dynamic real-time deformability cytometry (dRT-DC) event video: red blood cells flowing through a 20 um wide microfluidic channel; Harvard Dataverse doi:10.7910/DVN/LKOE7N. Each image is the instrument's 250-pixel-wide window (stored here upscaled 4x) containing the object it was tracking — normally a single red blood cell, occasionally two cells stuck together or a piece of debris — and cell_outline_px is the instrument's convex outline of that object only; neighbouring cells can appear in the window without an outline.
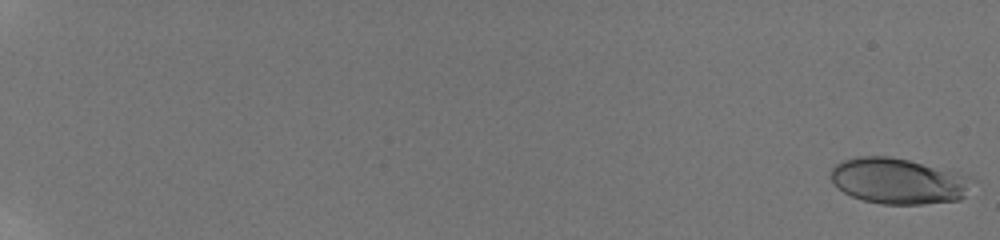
{"species": "human", "species_latin": "Homo sapiens", "temperature_condition": "room temperature", "stored_images_in_passage": 66, "camera_frame_rate_fps": 3000, "um_per_image_px": 0.085, "donor": {"sex": "male"}, "frame": {"image": 1, "passage_image": 1, "time_ms": 0.0, "image_size_px": [1000, 240], "cell_outline_px": [[976, 180], [964, 196], [960, 200], [920, 204], [880, 204], [864, 200], [852, 196], [844, 192], [832, 180], [832, 168], [836, 164], [844, 160], [860, 156], [888, 156], [908, 160], [972, 176]], "centroid_in_image_um": [76.42, 15.39], "position_along_channel_um": 8.6, "area_um2": 37.57}}
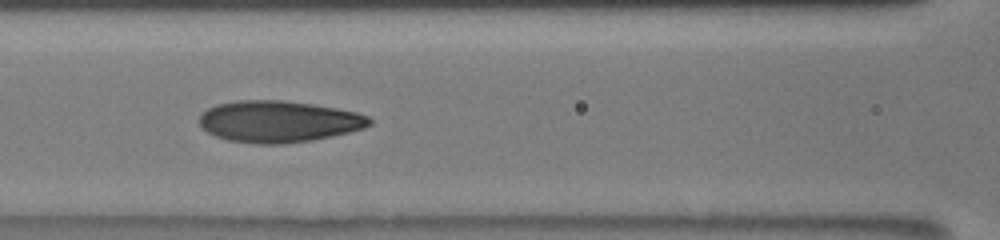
{"frame": {"image": 2, "passage_image": 36, "time_ms": 10.0, "image_size_px": [1000, 240], "cell_outline_px": [[372, 124], [364, 128], [332, 136], [312, 140], [284, 144], [260, 144], [228, 140], [216, 136], [200, 128], [196, 120], [200, 112], [216, 104], [240, 100], [284, 100], [312, 104], [336, 108], [356, 112], [368, 116], [372, 120]], "centroid_in_image_um": [23.63, 10.32], "position_along_channel_um": 143.0, "area_um2": 41.56}}
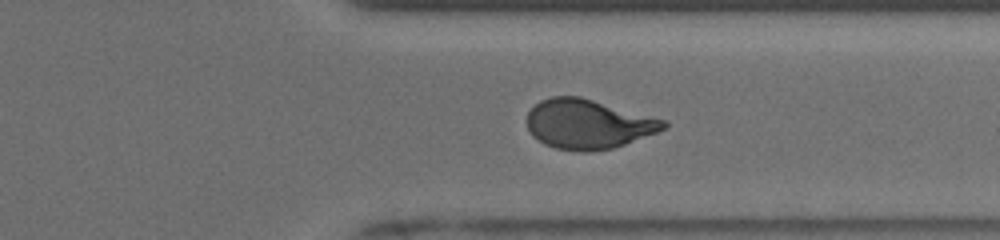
{"frame": {"image": 3, "passage_image": 56, "time_ms": 15.667, "image_size_px": [1000, 240], "cell_outline_px": [[668, 128], [624, 144], [612, 148], [588, 152], [580, 152], [556, 148], [544, 144], [532, 136], [528, 128], [528, 112], [540, 100], [552, 96], [580, 96], [664, 120], [668, 124]], "centroid_in_image_um": [49.97, 10.55], "position_along_channel_um": 361.4, "area_um2": 39.13}, "authors_computed_cell_mechanics": {"area_um2": 38.8416, "velocity_mm_per_s": 3.8637, "shape_relaxation_time_tau1_ms": 6.4024, "shape_relaxation_time_tau2_ms": 1.0749, "deformation_change_tau1": 0.231, "deformation_change_tau2": 0.0814}}